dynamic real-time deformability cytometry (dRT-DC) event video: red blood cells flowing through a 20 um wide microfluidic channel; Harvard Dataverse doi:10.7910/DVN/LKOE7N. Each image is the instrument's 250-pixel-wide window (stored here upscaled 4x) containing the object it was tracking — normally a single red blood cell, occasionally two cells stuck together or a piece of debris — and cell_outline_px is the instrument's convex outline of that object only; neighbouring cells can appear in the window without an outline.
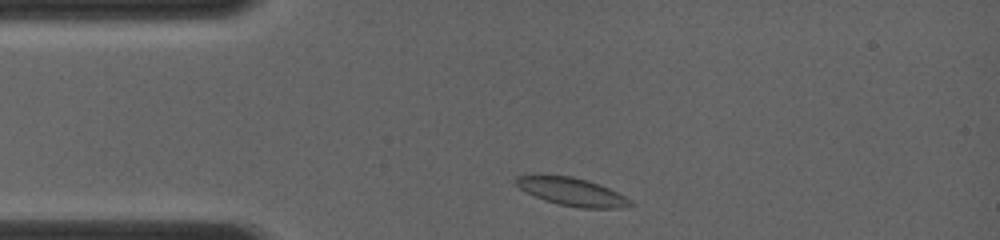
{"species": "common noctule bat (a hibernating species)", "species_latin": "Nyctalus noctula", "temperature_condition": "room temperature", "stored_images_in_passage": 37, "camera_frame_rate_fps": 4000, "um_per_image_px": 0.085, "animal": {"sex": "female", "body_mass_g": 19.0, "forearm_length_mm": 56.7}, "frame": {"image": 1, "passage_image": 2, "time_ms": 0.25, "image_size_px": [1000, 240], "cell_outline_px": [[636, 204], [620, 208], [580, 208], [560, 204], [544, 200], [520, 188], [512, 180], [516, 176], [536, 172], [540, 172], [572, 176], [588, 180], [600, 184], [632, 200]], "centroid_in_image_um": [48.54, 16.24], "position_along_channel_um": 36.5, "area_um2": 19.25}}
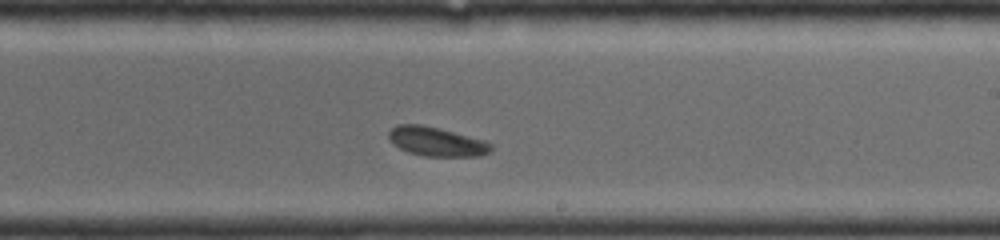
{"frame": {"image": 2, "passage_image": 24, "time_ms": 5.75, "image_size_px": [1000, 240], "cell_outline_px": [[492, 152], [480, 156], [424, 156], [408, 152], [400, 148], [388, 140], [388, 132], [396, 124], [420, 124], [440, 128], [484, 140], [492, 144]], "centroid_in_image_um": [37.1, 12.03], "position_along_channel_um": 251.9, "area_um2": 17.51}}
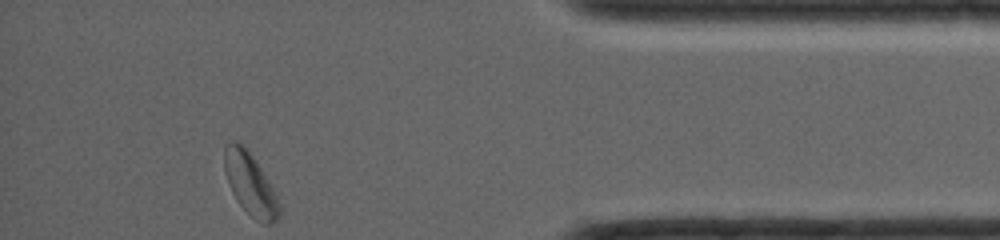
{"frame": {"image": 3, "passage_image": 37, "time_ms": 10.0, "image_size_px": [1000, 240], "cell_outline_px": [[280, 216], [272, 224], [264, 224], [252, 216], [236, 200], [228, 184], [224, 172], [224, 144], [232, 140], [240, 144], [252, 156], [268, 180], [280, 204]], "centroid_in_image_um": [21.25, 15.65], "position_along_channel_um": 414.0, "area_um2": 19.54}}